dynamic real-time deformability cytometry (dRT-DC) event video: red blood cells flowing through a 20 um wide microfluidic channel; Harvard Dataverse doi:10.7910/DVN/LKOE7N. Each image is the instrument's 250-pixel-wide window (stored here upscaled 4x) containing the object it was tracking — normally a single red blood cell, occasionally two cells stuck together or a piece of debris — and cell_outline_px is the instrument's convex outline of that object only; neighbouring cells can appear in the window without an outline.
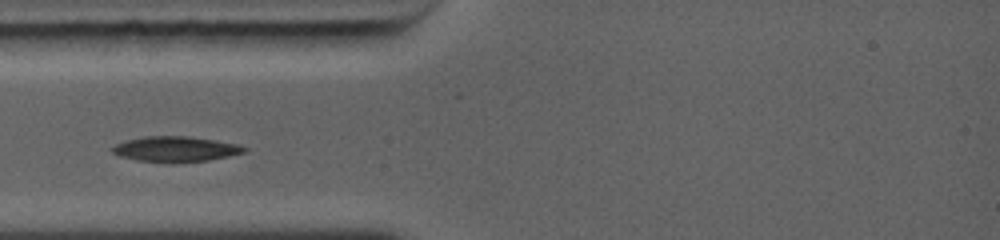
{"species": "common noctule bat (a hibernating species)", "species_latin": "Nyctalus noctula", "temperature_condition": "warm", "stored_images_in_passage": 38, "camera_frame_rate_fps": 5000, "um_per_image_px": 0.085, "animal": {"sex": "female", "body_mass_g": 19.0, "forearm_length_mm": 56.7}, "frame": {"image": 1, "passage_image": 1, "time_ms": 0.0, "image_size_px": [1000, 240], "cell_outline_px": [[248, 148], [244, 152], [228, 156], [208, 160], [136, 160], [120, 156], [112, 152], [112, 148], [116, 144], [128, 140], [148, 136], [188, 136], [236, 144]], "centroid_in_image_um": [14.92, 12.63], "position_along_channel_um": 70.1, "area_um2": 18.38}}
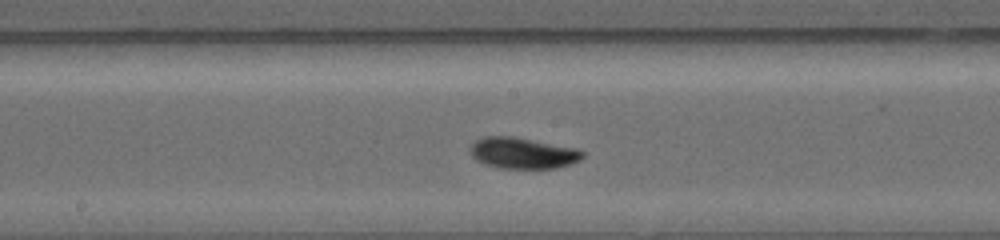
{"frame": {"image": 2, "passage_image": 16, "time_ms": 3.0, "image_size_px": [1000, 240], "cell_outline_px": [[584, 156], [580, 160], [556, 168], [500, 168], [488, 164], [480, 160], [472, 152], [472, 144], [476, 140], [484, 136], [512, 136], [576, 148], [584, 152]], "centroid_in_image_um": [44.5, 13.0], "position_along_channel_um": 203.7, "area_um2": 19.83}}
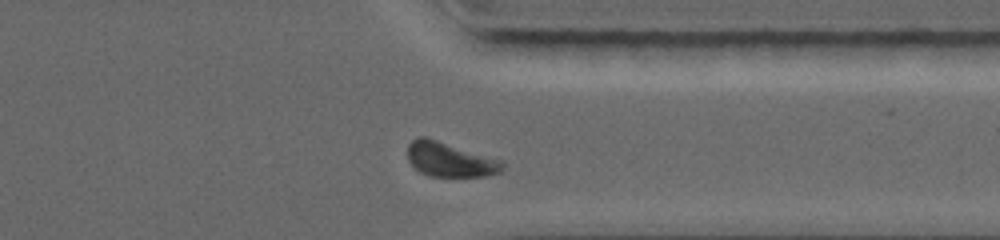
{"frame": {"image": 3, "passage_image": 32, "time_ms": 6.8, "image_size_px": [1000, 240], "cell_outline_px": [[504, 168], [500, 172], [484, 176], [432, 176], [420, 172], [408, 160], [408, 144], [412, 140], [420, 136], [424, 136], [500, 160], [504, 164]], "centroid_in_image_um": [38.22, 13.56], "position_along_channel_um": 373.2, "area_um2": 18.67}}